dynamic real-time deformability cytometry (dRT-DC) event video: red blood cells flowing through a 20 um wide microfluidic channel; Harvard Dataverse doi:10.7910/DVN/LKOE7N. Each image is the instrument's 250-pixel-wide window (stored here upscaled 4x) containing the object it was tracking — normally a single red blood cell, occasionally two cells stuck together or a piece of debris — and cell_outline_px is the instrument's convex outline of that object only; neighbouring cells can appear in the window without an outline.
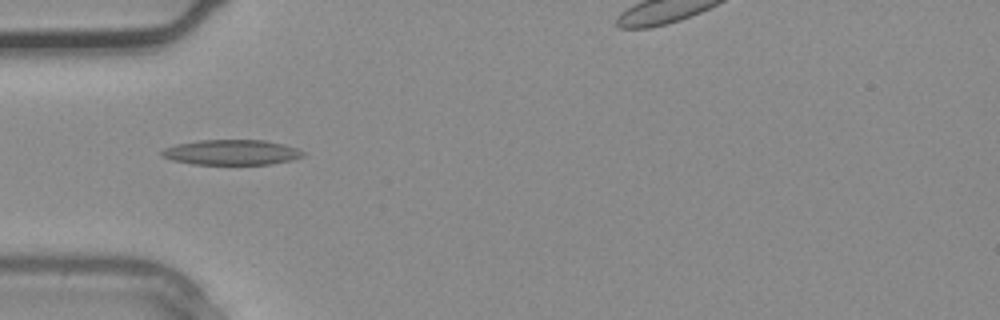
{"species": "common noctule bat (a hibernating species)", "species_latin": "Nyctalus noctula", "temperature_condition": "warm", "stored_images_in_passage": 38, "camera_frame_rate_fps": 3000, "um_per_image_px": 0.085, "animal": {"sex": "male", "body_mass_g": 20.4}, "frame": {"image": 1, "passage_image": 12, "time_ms": 3.667, "image_size_px": [1000, 320], "cell_outline_px": [[304, 156], [292, 160], [272, 164], [192, 164], [172, 160], [160, 156], [160, 152], [164, 148], [176, 144], [200, 140], [264, 140], [284, 144], [296, 148], [304, 152]], "centroid_in_image_um": [19.66, 12.95], "position_along_channel_um": 65.3, "area_um2": 20.81}}